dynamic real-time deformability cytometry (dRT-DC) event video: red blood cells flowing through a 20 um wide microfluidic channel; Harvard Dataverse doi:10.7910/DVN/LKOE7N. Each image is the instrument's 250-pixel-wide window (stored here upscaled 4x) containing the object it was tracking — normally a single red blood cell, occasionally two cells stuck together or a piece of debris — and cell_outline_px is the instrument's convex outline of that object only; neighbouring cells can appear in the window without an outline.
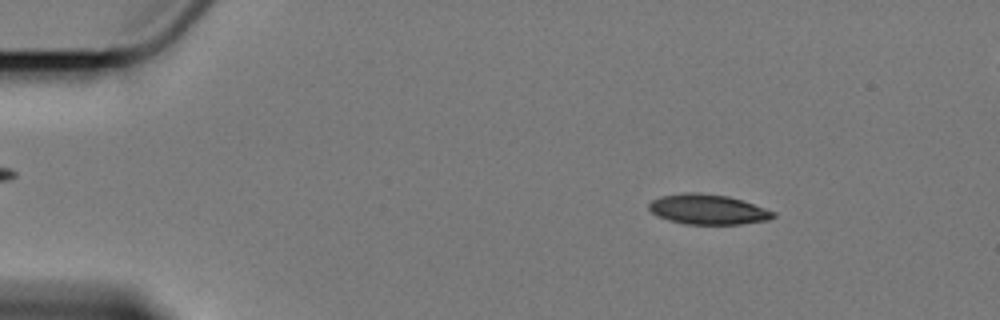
{"species": "Egyptian fruit bat (a non-hibernating species)", "species_latin": "Rousettus aegyptiacus", "temperature_condition": "cold", "stored_images_in_passage": 8, "camera_frame_rate_fps": 3000, "um_per_image_px": 0.085, "animal": {"sex": "female"}, "frame": {"image": 1, "passage_image": 2, "time_ms": 1.333, "image_size_px": [1000, 320], "cell_outline_px": [[776, 216], [768, 220], [740, 224], [684, 224], [668, 220], [656, 216], [648, 208], [648, 204], [652, 200], [660, 196], [684, 192], [700, 192], [728, 196], [776, 212]], "centroid_in_image_um": [60.13, 17.79], "position_along_channel_um": 24.9, "area_um2": 21.85}}
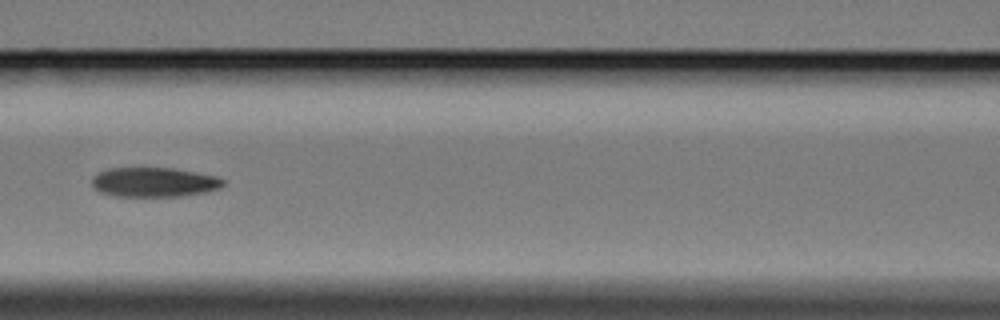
{"frame": {"image": 2, "passage_image": 7, "time_ms": 7.333, "image_size_px": [1000, 320], "cell_outline_px": [[224, 184], [220, 188], [204, 192], [184, 196], [112, 196], [100, 192], [92, 184], [92, 176], [96, 172], [108, 168], [172, 168], [196, 172], [216, 176], [224, 180]], "centroid_in_image_um": [13.06, 15.48], "position_along_channel_um": 153.5, "area_um2": 22.66}}
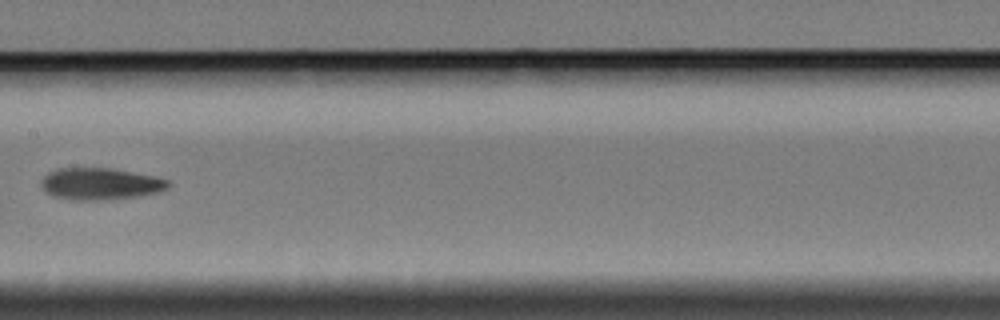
{"frame": {"image": 3, "passage_image": 8, "time_ms": 8.667, "image_size_px": [1000, 320], "cell_outline_px": [[172, 184], [168, 188], [156, 192], [136, 196], [100, 200], [72, 200], [52, 196], [44, 192], [40, 184], [40, 180], [48, 172], [60, 168], [112, 168], [156, 176], [168, 180]], "centroid_in_image_um": [8.49, 15.62], "position_along_channel_um": 198.9, "area_um2": 23.7}}